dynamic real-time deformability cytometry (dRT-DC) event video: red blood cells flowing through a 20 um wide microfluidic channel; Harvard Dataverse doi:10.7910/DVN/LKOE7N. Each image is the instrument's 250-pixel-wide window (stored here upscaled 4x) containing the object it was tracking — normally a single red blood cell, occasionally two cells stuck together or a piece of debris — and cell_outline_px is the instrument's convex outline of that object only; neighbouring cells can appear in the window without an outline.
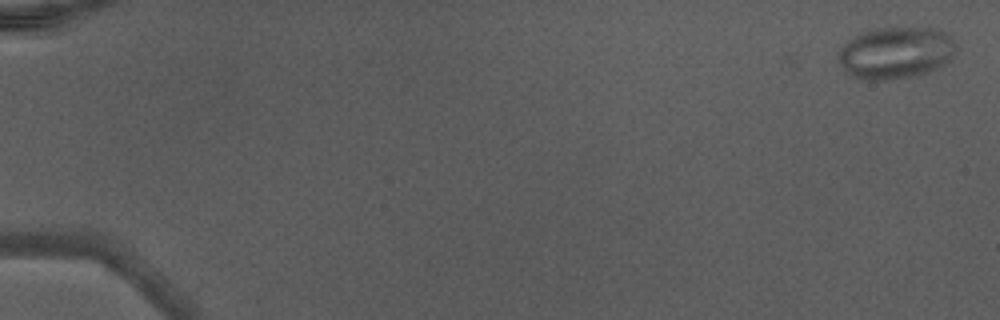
{"species": "Egyptian fruit bat (a non-hibernating species)", "species_latin": "Rousettus aegyptiacus", "temperature_condition": "warm", "stored_images_in_passage": 49, "camera_frame_rate_fps": 3000, "um_per_image_px": 0.085, "animal": {"sex": "male"}, "frame": {"image": 1, "passage_image": 1, "time_ms": 0.0, "image_size_px": [1000, 320], "cell_outline_px": [[952, 60], [928, 72], [912, 76], [888, 80], [864, 80], [852, 76], [840, 64], [836, 56], [840, 48], [848, 40], [860, 32], [872, 28], [932, 28], [944, 32], [952, 40]], "centroid_in_image_um": [76.06, 4.49], "position_along_channel_um": 8.9, "area_um2": 35.37}, "authors_computed_cell_mechanics": {"area_um2": 28.7266, "velocity_mm_per_s": 4.3718, "shape_relaxation_time_tau1_ms": null, "shape_relaxation_time_tau2_ms": 0.9812, "deformation_change_tau1": null, "deformation_change_tau2": 0.0901}}